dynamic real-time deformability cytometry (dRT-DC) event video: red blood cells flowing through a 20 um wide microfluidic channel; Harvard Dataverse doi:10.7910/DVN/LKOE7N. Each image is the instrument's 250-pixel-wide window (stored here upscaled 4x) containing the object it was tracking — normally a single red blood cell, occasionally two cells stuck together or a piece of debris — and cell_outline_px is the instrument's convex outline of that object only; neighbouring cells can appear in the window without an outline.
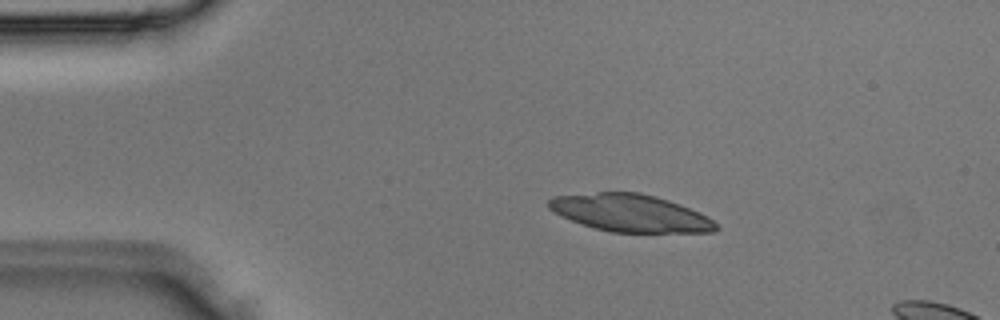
{"species": "Egyptian fruit bat (a non-hibernating species)", "species_latin": "Rousettus aegyptiacus", "temperature_condition": "room temperature", "stored_images_in_passage": 4, "camera_frame_rate_fps": 3000, "um_per_image_px": 0.085, "animal": {"sex": "male"}, "frame": {"image": 1, "passage_image": 2, "time_ms": 0.333, "image_size_px": [1000, 320], "cell_outline_px": [[720, 228], [716, 232], [612, 232], [596, 228], [572, 220], [548, 208], [548, 200], [552, 196], [596, 192], [640, 192], [656, 196], [680, 204], [700, 212], [708, 216]], "centroid_in_image_um": [53.62, 18.09], "position_along_channel_um": 31.4, "area_um2": 36.3}}